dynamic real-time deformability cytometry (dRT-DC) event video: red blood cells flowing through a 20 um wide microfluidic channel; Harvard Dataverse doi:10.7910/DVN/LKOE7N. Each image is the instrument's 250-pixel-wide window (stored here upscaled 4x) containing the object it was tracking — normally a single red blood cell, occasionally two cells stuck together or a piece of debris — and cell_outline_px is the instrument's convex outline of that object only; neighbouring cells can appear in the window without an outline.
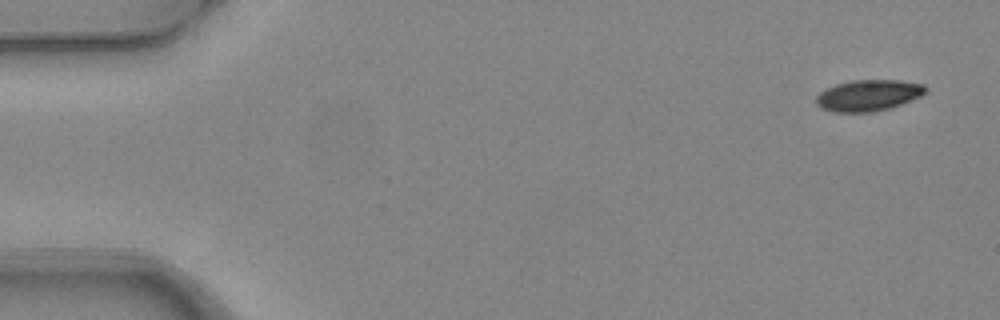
{"species": "common noctule bat (a hibernating species)", "species_latin": "Nyctalus noctula", "temperature_condition": "warm", "stored_images_in_passage": 6, "camera_frame_rate_fps": 3000, "um_per_image_px": 0.085, "animal": {"sex": "female", "body_mass_g": 24.6, "forearm_length_mm": 56.2}, "frame": {"image": 1, "passage_image": 1, "time_ms": 0.0, "image_size_px": [1000, 320], "cell_outline_px": [[928, 88], [920, 96], [892, 108], [872, 112], [832, 112], [820, 108], [816, 104], [816, 96], [820, 92], [836, 84], [852, 80], [900, 80], [924, 84]], "centroid_in_image_um": [73.8, 8.11], "position_along_channel_um": 11.2, "area_um2": 20.0}}
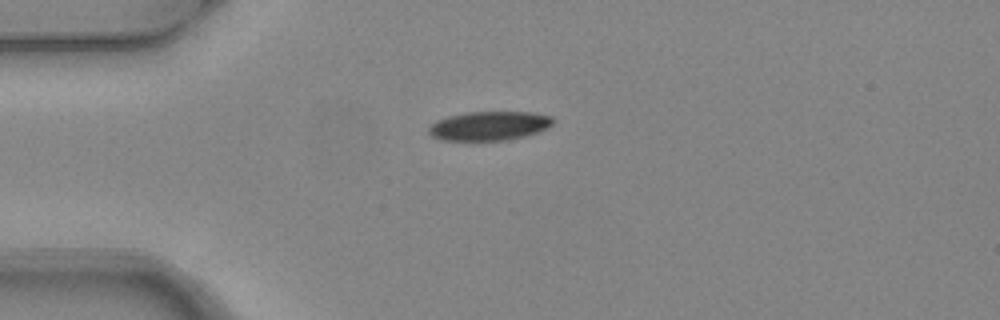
{"frame": {"image": 2, "passage_image": 4, "time_ms": 1.0, "image_size_px": [1000, 320], "cell_outline_px": [[556, 120], [552, 124], [536, 132], [524, 136], [508, 140], [440, 140], [432, 136], [428, 132], [428, 128], [436, 120], [448, 116], [464, 112], [532, 112], [552, 116]], "centroid_in_image_um": [41.56, 10.69], "position_along_channel_um": 43.4, "area_um2": 21.04}}
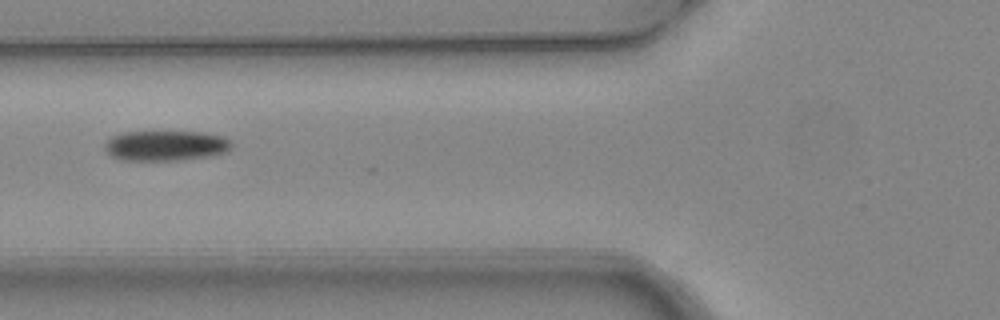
{"frame": {"image": 3, "passage_image": 6, "time_ms": 1.667, "image_size_px": [1000, 320], "cell_outline_px": [[232, 148], [228, 152], [212, 156], [176, 160], [124, 160], [112, 156], [104, 148], [104, 144], [112, 136], [124, 132], [204, 132], [224, 136], [232, 140]], "centroid_in_image_um": [14.16, 12.37], "position_along_channel_um": 111.6, "area_um2": 22.48}}